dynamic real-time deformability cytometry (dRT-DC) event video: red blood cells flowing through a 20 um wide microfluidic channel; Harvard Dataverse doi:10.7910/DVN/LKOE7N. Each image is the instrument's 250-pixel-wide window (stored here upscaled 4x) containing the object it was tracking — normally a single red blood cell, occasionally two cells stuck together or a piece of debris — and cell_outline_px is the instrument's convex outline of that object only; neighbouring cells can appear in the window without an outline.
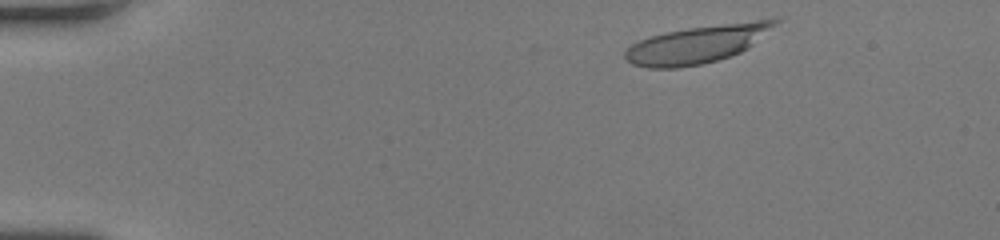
{"species": "human", "species_latin": "Homo sapiens", "temperature_condition": "room temperature", "stored_images_in_passage": 43, "camera_frame_rate_fps": 3000, "um_per_image_px": 0.085, "donor": {"sex": "female"}, "frame": {"image": 1, "passage_image": 2, "time_ms": 0.333, "image_size_px": [1000, 240], "cell_outline_px": [[780, 20], [776, 24], [748, 48], [740, 52], [704, 64], [676, 68], [648, 68], [632, 64], [624, 56], [624, 48], [640, 40], [652, 36], [668, 32], [688, 28], [756, 20]], "centroid_in_image_um": [59.19, 3.79], "position_along_channel_um": 25.8, "area_um2": 32.19}}
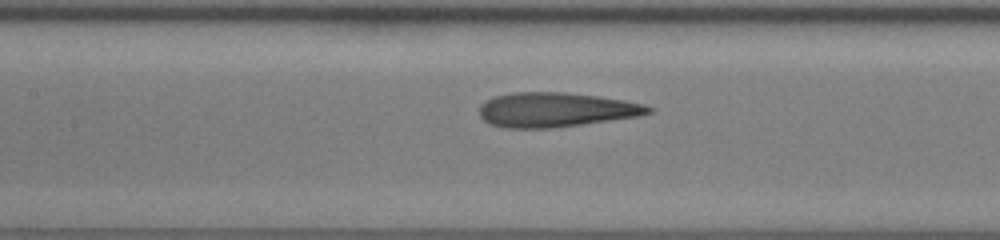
{"frame": {"image": 2, "passage_image": 18, "time_ms": 5.667, "image_size_px": [1000, 240], "cell_outline_px": [[656, 108], [652, 112], [640, 116], [552, 128], [504, 128], [488, 124], [480, 116], [480, 104], [484, 100], [492, 96], [512, 92], [568, 92], [600, 96], [624, 100], [644, 104]], "centroid_in_image_um": [47.23, 9.32], "position_along_channel_um": 160.2, "area_um2": 34.45}}
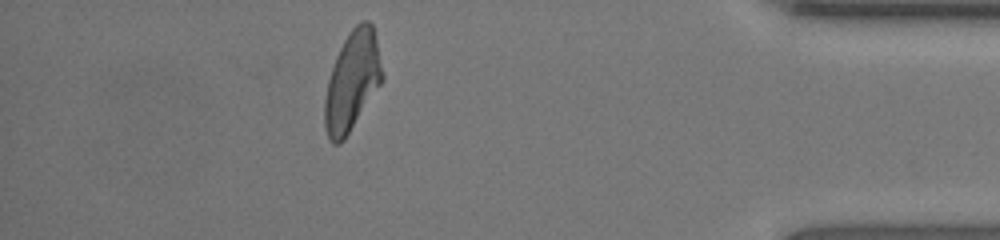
{"frame": {"image": 3, "passage_image": 38, "time_ms": 12.333, "image_size_px": [1000, 240], "cell_outline_px": [[384, 80], [344, 140], [340, 144], [332, 144], [328, 140], [324, 128], [324, 100], [328, 80], [336, 56], [348, 32], [360, 20], [368, 20], [372, 24], [384, 72]], "centroid_in_image_um": [29.93, 6.92], "position_along_channel_um": 405.3, "area_um2": 33.64}, "authors_computed_cell_mechanics": {"area_um2": 33.813, "velocity_mm_per_s": 4.2807, "shape_relaxation_time_tau1_ms": 6.8955, "shape_relaxation_time_tau2_ms": 1.3131, "deformation_change_tau1": 0.2614, "deformation_change_tau2": 0.1108}}